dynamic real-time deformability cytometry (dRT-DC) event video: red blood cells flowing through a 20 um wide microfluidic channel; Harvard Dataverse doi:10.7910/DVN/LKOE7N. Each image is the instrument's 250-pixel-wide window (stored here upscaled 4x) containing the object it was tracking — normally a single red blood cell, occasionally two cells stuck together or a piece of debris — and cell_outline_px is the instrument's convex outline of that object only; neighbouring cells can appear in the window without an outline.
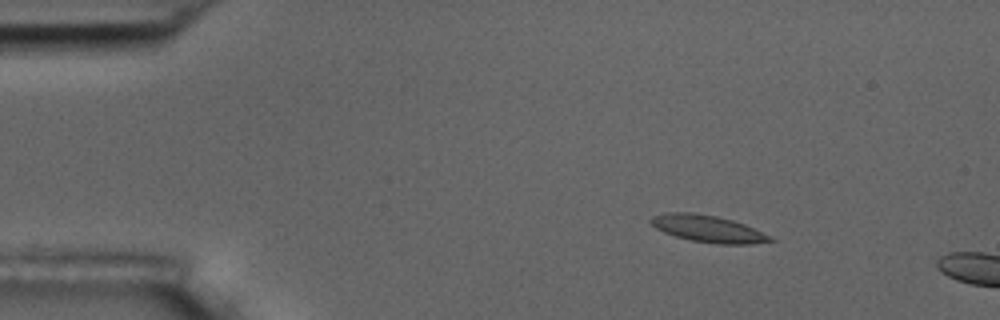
{"species": "common noctule bat (a hibernating species)", "species_latin": "Nyctalus noctula", "temperature_condition": "room temperature", "stored_images_in_passage": 2, "camera_frame_rate_fps": 3000, "um_per_image_px": 0.085, "animal": {"sex": "male", "body_mass_g": 17.5, "forearm_length_mm": 52.3}, "frame": {"image": 1, "passage_image": 1, "time_ms": 0.0, "image_size_px": [1000, 320], "cell_outline_px": [[776, 240], [752, 244], [720, 244], [692, 240], [676, 236], [664, 232], [656, 228], [648, 220], [652, 216], [668, 212], [692, 212], [716, 216], [732, 220], [744, 224], [772, 236]], "centroid_in_image_um": [60.19, 19.44], "position_along_channel_um": 24.8, "area_um2": 18.61}}